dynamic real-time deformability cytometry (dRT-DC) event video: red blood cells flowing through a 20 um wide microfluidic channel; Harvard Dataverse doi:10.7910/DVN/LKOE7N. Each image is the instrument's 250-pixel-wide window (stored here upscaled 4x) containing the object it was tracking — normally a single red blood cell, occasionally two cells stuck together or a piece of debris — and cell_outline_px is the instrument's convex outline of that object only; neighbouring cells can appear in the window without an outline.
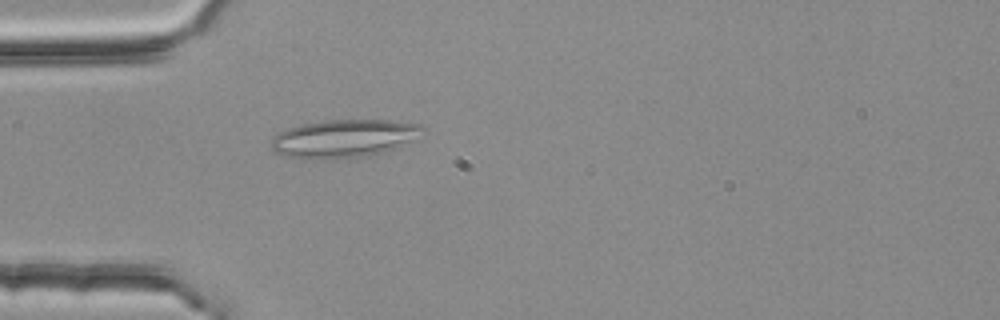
{"species": "common noctule bat (a hibernating species)", "species_latin": "Nyctalus noctula", "temperature_condition": "room temperature", "stored_images_in_passage": 3, "camera_frame_rate_fps": 3000, "um_per_image_px": 0.085, "animal": {"sex": "female", "body_mass_g": 25.1}, "frame": {"image": 1, "passage_image": 3, "time_ms": 0.667, "image_size_px": [1000, 320], "cell_outline_px": [[424, 128], [416, 140], [384, 152], [364, 156], [332, 160], [312, 160], [284, 156], [276, 152], [272, 148], [272, 136], [288, 128], [300, 124], [324, 120], [388, 120], [424, 124]], "centroid_in_image_um": [29.23, 11.78], "position_along_channel_um": 55.8, "area_um2": 34.04}}